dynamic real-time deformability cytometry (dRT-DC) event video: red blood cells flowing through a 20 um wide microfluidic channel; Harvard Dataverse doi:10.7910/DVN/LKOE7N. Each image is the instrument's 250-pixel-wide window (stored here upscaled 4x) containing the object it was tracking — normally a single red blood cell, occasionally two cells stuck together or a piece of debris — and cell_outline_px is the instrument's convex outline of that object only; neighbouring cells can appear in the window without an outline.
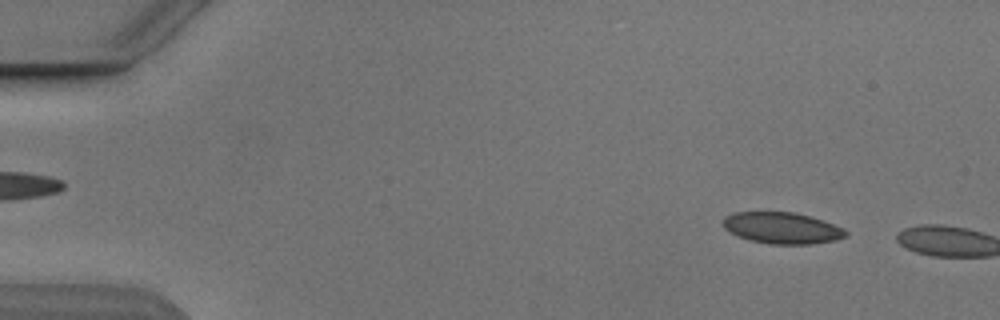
{"species": "Egyptian fruit bat (a non-hibernating species)", "species_latin": "Rousettus aegyptiacus", "temperature_condition": "cold", "stored_images_in_passage": 2, "camera_frame_rate_fps": 3000, "um_per_image_px": 0.085, "animal": {"sex": "male"}, "frame": {"image": 1, "passage_image": 1, "time_ms": 0.0, "image_size_px": [1000, 320], "cell_outline_px": [[848, 236], [836, 240], [812, 244], [768, 244], [748, 240], [736, 236], [724, 228], [724, 216], [732, 212], [792, 212], [808, 216], [844, 228], [848, 232]], "centroid_in_image_um": [66.45, 19.39], "position_along_channel_um": 18.5, "area_um2": 22.48}}